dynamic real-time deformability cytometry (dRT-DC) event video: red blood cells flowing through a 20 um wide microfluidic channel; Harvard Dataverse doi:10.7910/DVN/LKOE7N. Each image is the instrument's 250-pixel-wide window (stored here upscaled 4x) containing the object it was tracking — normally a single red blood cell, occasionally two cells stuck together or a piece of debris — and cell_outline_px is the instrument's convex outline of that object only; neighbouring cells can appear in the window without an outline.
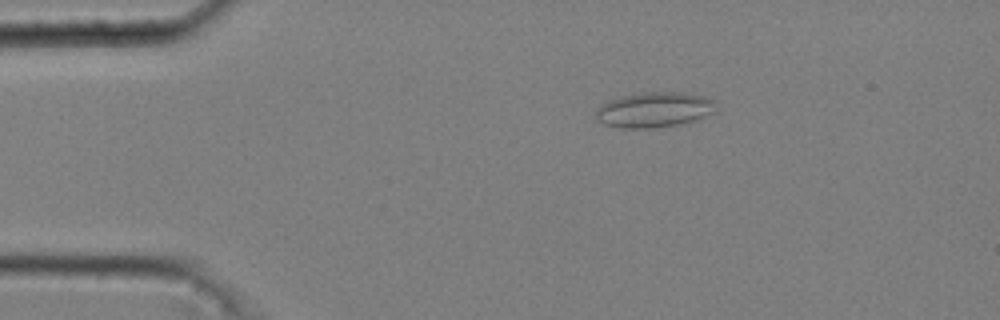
{"species": "common noctule bat (a hibernating species)", "species_latin": "Nyctalus noctula", "temperature_condition": "cold", "stored_images_in_passage": 45, "camera_frame_rate_fps": 3000, "um_per_image_px": 0.085, "animal": {"sex": "male", "body_mass_g": 20.4}, "frame": {"image": 1, "passage_image": 6, "time_ms": 1.667, "image_size_px": [1000, 320], "cell_outline_px": [[716, 112], [700, 120], [652, 128], [620, 128], [604, 124], [596, 120], [596, 108], [600, 104], [608, 100], [620, 96], [644, 92], [684, 92], [704, 96], [716, 100]], "centroid_in_image_um": [55.64, 9.32], "position_along_channel_um": 29.4, "area_um2": 25.2}}
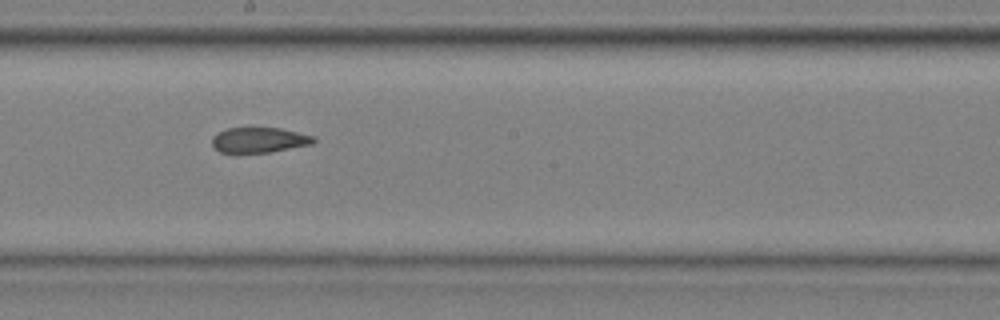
{"frame": {"image": 2, "passage_image": 26, "time_ms": 8.333, "image_size_px": [1000, 320], "cell_outline_px": [[316, 140], [312, 144], [272, 152], [220, 152], [212, 144], [212, 136], [216, 132], [228, 128], [280, 128], [316, 136]], "centroid_in_image_um": [22.05, 11.89], "position_along_channel_um": 226.1, "area_um2": 14.97}}
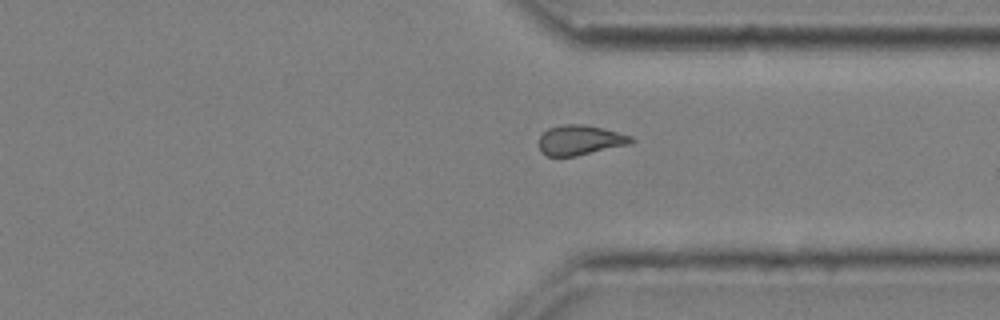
{"frame": {"image": 3, "passage_image": 37, "time_ms": 12.0, "image_size_px": [1000, 320], "cell_outline_px": [[636, 140], [628, 144], [576, 156], [548, 156], [540, 152], [540, 136], [548, 128], [564, 124], [584, 124], [604, 128], [632, 136]], "centroid_in_image_um": [49.31, 11.9], "position_along_channel_um": 362.1, "area_um2": 16.01}, "authors_computed_cell_mechanics": {"area_um2": 16.473, "velocity_mm_per_s": 3.6936, "shape_relaxation_time_tau1_ms": null, "shape_relaxation_time_tau2_ms": 3.8416, "deformation_change_tau1": null, "deformation_change_tau2": 0.0886}}